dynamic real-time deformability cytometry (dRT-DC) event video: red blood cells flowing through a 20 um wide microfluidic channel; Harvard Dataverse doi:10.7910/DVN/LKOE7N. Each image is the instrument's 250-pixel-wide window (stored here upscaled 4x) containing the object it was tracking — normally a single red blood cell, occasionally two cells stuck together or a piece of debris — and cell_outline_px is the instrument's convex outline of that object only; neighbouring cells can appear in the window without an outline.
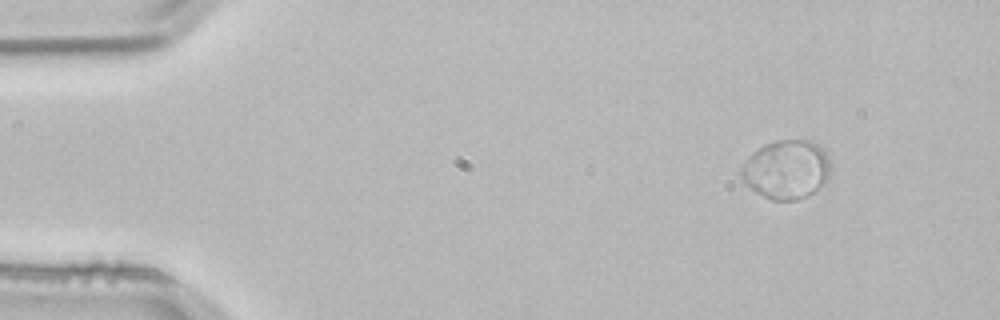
{"species": "common noctule bat (a hibernating species)", "species_latin": "Nyctalus noctula", "temperature_condition": "room temperature", "stored_images_in_passage": 3, "camera_frame_rate_fps": 3000, "um_per_image_px": 0.085, "animal": {"sex": "male", "body_mass_g": 21.5, "forearm_length_mm": 52.0}, "frame": {"image": 1, "passage_image": 1, "time_ms": 0.0, "image_size_px": [1000, 320], "cell_outline_px": [[828, 176], [808, 196], [796, 200], [772, 200], [756, 192], [744, 180], [740, 172], [740, 168], [764, 144], [776, 140], [808, 140], [816, 144], [824, 152], [828, 160]], "centroid_in_image_um": [66.83, 14.41], "position_along_channel_um": 18.2, "area_um2": 29.59}}